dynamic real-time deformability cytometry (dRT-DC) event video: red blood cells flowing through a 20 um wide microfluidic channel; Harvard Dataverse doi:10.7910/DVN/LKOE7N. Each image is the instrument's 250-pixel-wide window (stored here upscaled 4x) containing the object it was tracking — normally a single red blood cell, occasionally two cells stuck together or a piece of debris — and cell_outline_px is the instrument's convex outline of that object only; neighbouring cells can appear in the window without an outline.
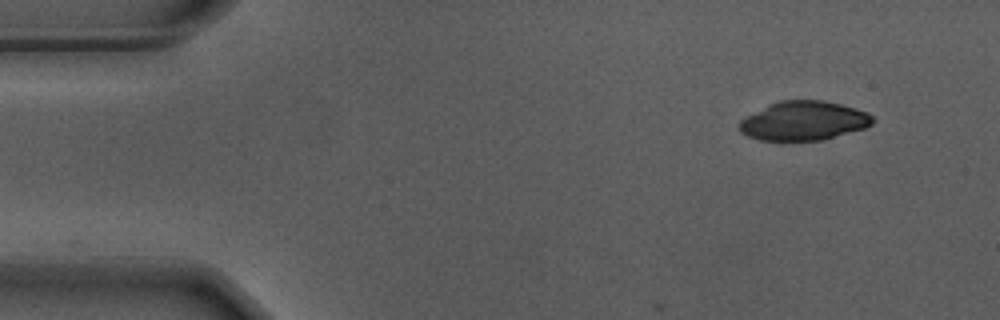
{"species": "Egyptian fruit bat (a non-hibernating species)", "species_latin": "Rousettus aegyptiacus", "temperature_condition": "warm", "stored_images_in_passage": 3, "camera_frame_rate_fps": 3000, "um_per_image_px": 0.085, "animal": {"sex": "male"}, "frame": {"image": 1, "passage_image": 1, "time_ms": 0.0, "image_size_px": [1000, 320], "cell_outline_px": [[876, 120], [872, 124], [864, 128], [820, 140], [760, 140], [748, 136], [740, 132], [740, 120], [768, 104], [780, 100], [824, 100], [856, 108], [868, 112]], "centroid_in_image_um": [68.33, 10.25], "position_along_channel_um": 16.7, "area_um2": 30.23}}